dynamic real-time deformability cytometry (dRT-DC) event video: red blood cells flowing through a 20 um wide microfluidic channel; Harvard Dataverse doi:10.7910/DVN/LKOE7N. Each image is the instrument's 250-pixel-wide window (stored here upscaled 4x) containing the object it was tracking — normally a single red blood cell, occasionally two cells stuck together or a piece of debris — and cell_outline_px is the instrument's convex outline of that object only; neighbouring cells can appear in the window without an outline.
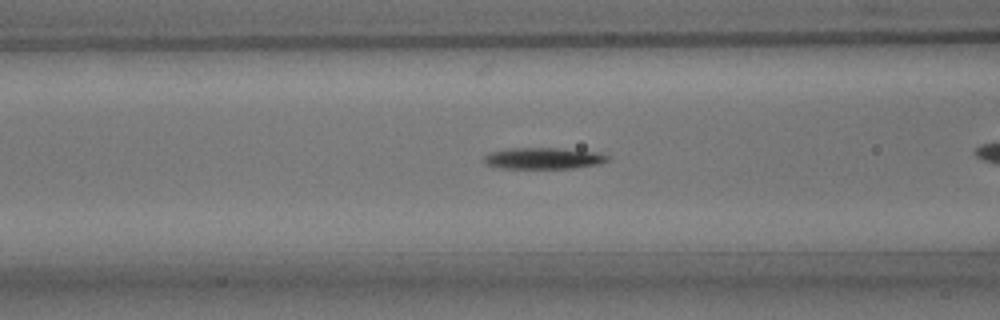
{"species": "common noctule bat (a hibernating species)", "species_latin": "Nyctalus noctula", "temperature_condition": "room temperature", "stored_images_in_passage": 42, "camera_frame_rate_fps": 3000, "um_per_image_px": 0.085, "animal": {"sex": "male", "body_mass_g": 15.6}, "frame": {"image": 1, "passage_image": 13, "time_ms": 4.0, "image_size_px": [1000, 320], "cell_outline_px": [[608, 160], [596, 164], [572, 168], [500, 168], [484, 164], [484, 156], [492, 152], [508, 148], [556, 148], [592, 152], [608, 156]], "centroid_in_image_um": [46.1, 13.46], "position_along_channel_um": 120.5, "area_um2": 15.03}}
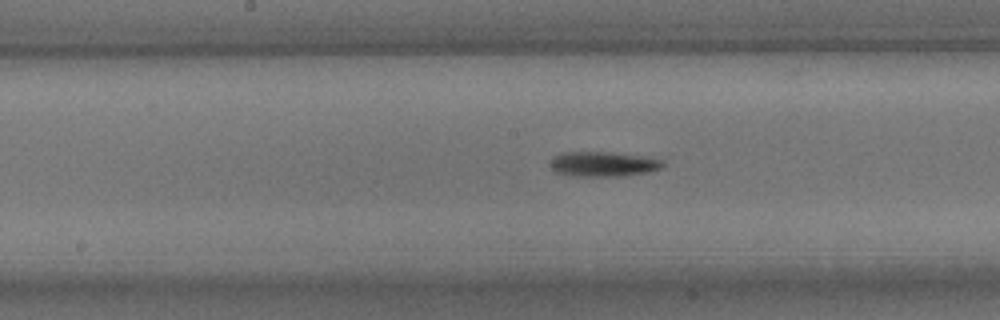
{"frame": {"image": 2, "passage_image": 19, "time_ms": 6.0, "image_size_px": [1000, 320], "cell_outline_px": [[664, 164], [660, 168], [648, 172], [624, 176], [576, 176], [556, 172], [552, 168], [552, 160], [560, 152], [608, 152], [640, 156], [664, 160]], "centroid_in_image_um": [51.29, 13.95], "position_along_channel_um": 196.9, "area_um2": 16.07}}
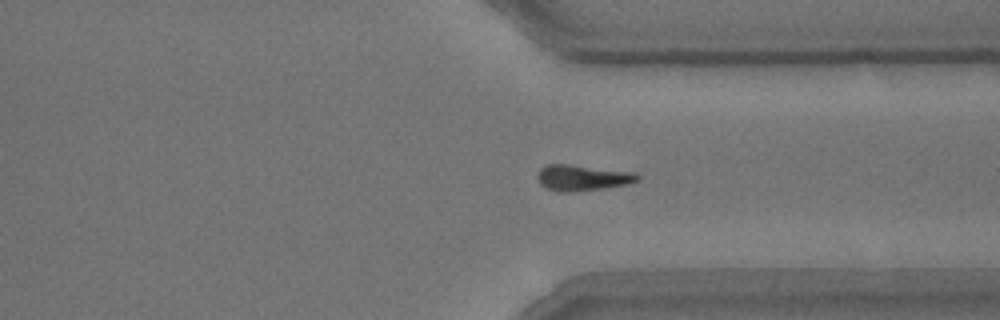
{"frame": {"image": 3, "passage_image": 32, "time_ms": 10.333, "image_size_px": [1000, 320], "cell_outline_px": [[640, 180], [624, 184], [604, 188], [572, 192], [560, 192], [544, 188], [540, 184], [536, 176], [540, 168], [548, 164], [568, 164], [636, 172], [640, 176]], "centroid_in_image_um": [49.47, 15.1], "position_along_channel_um": 361.9, "area_um2": 15.2}, "authors_computed_cell_mechanics": {"area_um2": 14.7968, "velocity_mm_per_s": 3.8123, "shape_relaxation_time_tau1_ms": 1.3074, "shape_relaxation_time_tau2_ms": null, "deformation_change_tau1": 0.1585, "deformation_change_tau2": null}}